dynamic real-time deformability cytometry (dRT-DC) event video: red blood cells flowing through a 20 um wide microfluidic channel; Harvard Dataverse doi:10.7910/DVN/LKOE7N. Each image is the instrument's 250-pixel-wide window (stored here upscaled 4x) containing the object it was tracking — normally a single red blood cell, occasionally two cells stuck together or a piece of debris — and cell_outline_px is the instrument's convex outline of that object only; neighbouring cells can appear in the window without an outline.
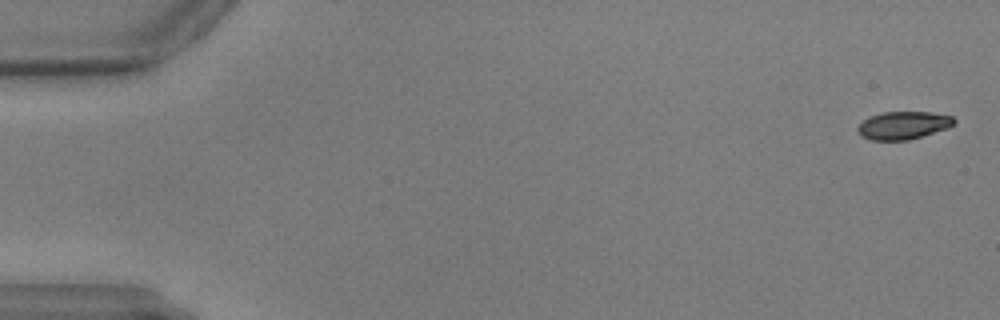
{"species": "common noctule bat (a hibernating species)", "species_latin": "Nyctalus noctula", "temperature_condition": "warm", "stored_images_in_passage": 12, "camera_frame_rate_fps": 3000, "um_per_image_px": 0.085, "animal": {"sex": "male", "body_mass_g": 17.9, "forearm_length_mm": 54.2}, "frame": {"image": 1, "passage_image": 2, "time_ms": 0.333, "image_size_px": [1000, 320], "cell_outline_px": [[956, 124], [948, 128], [908, 140], [872, 140], [860, 136], [856, 132], [856, 128], [864, 120], [872, 116], [884, 112], [928, 112], [952, 116], [956, 120]], "centroid_in_image_um": [76.78, 10.66], "position_along_channel_um": 8.2, "area_um2": 15.61}}